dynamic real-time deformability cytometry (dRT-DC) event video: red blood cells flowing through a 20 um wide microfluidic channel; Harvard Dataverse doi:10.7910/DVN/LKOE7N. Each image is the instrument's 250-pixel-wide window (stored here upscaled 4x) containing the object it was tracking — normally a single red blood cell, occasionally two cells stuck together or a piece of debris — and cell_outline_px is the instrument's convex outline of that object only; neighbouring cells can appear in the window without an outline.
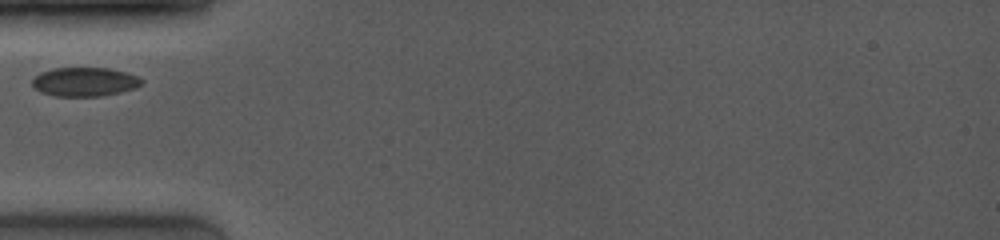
{"species": "common noctule bat (a hibernating species)", "species_latin": "Nyctalus noctula", "temperature_condition": "room temperature", "stored_images_in_passage": 6, "camera_frame_rate_fps": 4000, "um_per_image_px": 0.085, "animal": {"sex": "female", "body_mass_g": 19.0, "forearm_length_mm": 53.3}, "frame": {"image": 1, "passage_image": 1, "time_ms": 0.0, "image_size_px": [1000, 240], "cell_outline_px": [[144, 80], [136, 88], [120, 92], [100, 96], [56, 96], [40, 92], [32, 84], [32, 80], [40, 72], [52, 68], [108, 68], [140, 76]], "centroid_in_image_um": [7.2, 6.95], "position_along_channel_um": 77.8, "area_um2": 18.44}}